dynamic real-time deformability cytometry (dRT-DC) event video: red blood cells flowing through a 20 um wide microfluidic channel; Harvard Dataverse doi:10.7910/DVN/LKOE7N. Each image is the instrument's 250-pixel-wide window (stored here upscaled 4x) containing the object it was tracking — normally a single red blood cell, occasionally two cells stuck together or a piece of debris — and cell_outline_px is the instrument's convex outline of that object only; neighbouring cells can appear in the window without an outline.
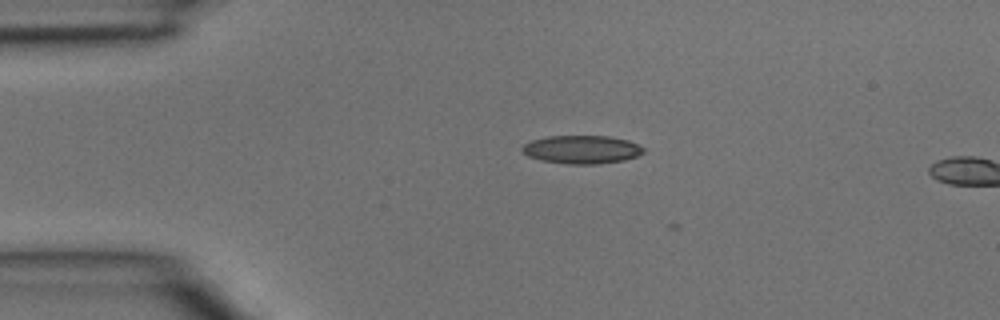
{"species": "common noctule bat (a hibernating species)", "species_latin": "Nyctalus noctula", "temperature_condition": "room temperature", "stored_images_in_passage": 3, "segment_of_instrument_passage": [1, 2], "camera_frame_rate_fps": 3000, "um_per_image_px": 0.085, "animal": {"sex": "male", "body_mass_g": 15.6}, "frame": {"image": 1, "passage_image": 2, "time_ms": 0.333, "image_size_px": [1000, 320], "cell_outline_px": [[644, 152], [636, 156], [624, 160], [596, 164], [568, 164], [540, 160], [528, 156], [520, 148], [524, 144], [532, 140], [548, 136], [608, 136], [628, 140], [644, 148]], "centroid_in_image_um": [49.43, 12.71], "position_along_channel_um": 35.6, "area_um2": 19.88}}